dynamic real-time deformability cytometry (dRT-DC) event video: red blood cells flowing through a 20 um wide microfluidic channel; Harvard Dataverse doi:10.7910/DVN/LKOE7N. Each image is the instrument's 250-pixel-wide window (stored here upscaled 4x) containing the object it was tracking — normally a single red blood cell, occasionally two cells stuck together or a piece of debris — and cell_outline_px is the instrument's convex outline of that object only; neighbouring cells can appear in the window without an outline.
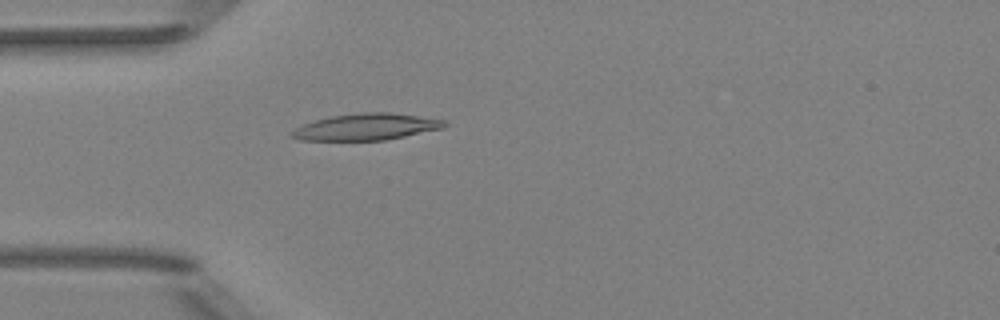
{"species": "Egyptian fruit bat (a non-hibernating species)", "species_latin": "Rousettus aegyptiacus", "temperature_condition": "room temperature", "stored_images_in_passage": 2, "camera_frame_rate_fps": 3000, "um_per_image_px": 0.085, "animal": {"sex": "female"}, "frame": {"image": 1, "passage_image": 2, "time_ms": 1.0, "image_size_px": [1000, 320], "cell_outline_px": [[448, 124], [444, 128], [384, 140], [300, 140], [288, 136], [288, 132], [304, 124], [316, 120], [332, 116], [364, 112], [392, 112], [448, 120]], "centroid_in_image_um": [31.15, 10.78], "position_along_channel_um": 53.8, "area_um2": 23.7}}